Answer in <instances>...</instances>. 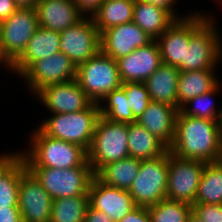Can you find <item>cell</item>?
Returning <instances> with one entry per match:
<instances>
[{
	"instance_id": "1",
	"label": "cell",
	"mask_w": 222,
	"mask_h": 222,
	"mask_svg": "<svg viewBox=\"0 0 222 222\" xmlns=\"http://www.w3.org/2000/svg\"><path fill=\"white\" fill-rule=\"evenodd\" d=\"M221 145L217 121L190 117L178 111L174 140L168 149L172 154L181 159L217 162Z\"/></svg>"
},
{
	"instance_id": "2",
	"label": "cell",
	"mask_w": 222,
	"mask_h": 222,
	"mask_svg": "<svg viewBox=\"0 0 222 222\" xmlns=\"http://www.w3.org/2000/svg\"><path fill=\"white\" fill-rule=\"evenodd\" d=\"M28 134V146H25L24 150H17L22 155L26 167L68 169L81 166L87 160V151L84 148L49 137L37 126Z\"/></svg>"
},
{
	"instance_id": "3",
	"label": "cell",
	"mask_w": 222,
	"mask_h": 222,
	"mask_svg": "<svg viewBox=\"0 0 222 222\" xmlns=\"http://www.w3.org/2000/svg\"><path fill=\"white\" fill-rule=\"evenodd\" d=\"M99 117V105L93 102L82 111L44 116L37 127L49 137L77 144L88 151Z\"/></svg>"
},
{
	"instance_id": "4",
	"label": "cell",
	"mask_w": 222,
	"mask_h": 222,
	"mask_svg": "<svg viewBox=\"0 0 222 222\" xmlns=\"http://www.w3.org/2000/svg\"><path fill=\"white\" fill-rule=\"evenodd\" d=\"M129 157L128 123L100 116L96 122L87 161L96 175L104 166Z\"/></svg>"
},
{
	"instance_id": "5",
	"label": "cell",
	"mask_w": 222,
	"mask_h": 222,
	"mask_svg": "<svg viewBox=\"0 0 222 222\" xmlns=\"http://www.w3.org/2000/svg\"><path fill=\"white\" fill-rule=\"evenodd\" d=\"M53 200L73 196H89L88 189L95 176L86 160L81 166L68 169L27 167Z\"/></svg>"
},
{
	"instance_id": "6",
	"label": "cell",
	"mask_w": 222,
	"mask_h": 222,
	"mask_svg": "<svg viewBox=\"0 0 222 222\" xmlns=\"http://www.w3.org/2000/svg\"><path fill=\"white\" fill-rule=\"evenodd\" d=\"M215 17H208L191 35L185 54V71L219 70L222 32Z\"/></svg>"
},
{
	"instance_id": "7",
	"label": "cell",
	"mask_w": 222,
	"mask_h": 222,
	"mask_svg": "<svg viewBox=\"0 0 222 222\" xmlns=\"http://www.w3.org/2000/svg\"><path fill=\"white\" fill-rule=\"evenodd\" d=\"M76 80L95 103L122 85L117 61L101 51L77 66Z\"/></svg>"
},
{
	"instance_id": "8",
	"label": "cell",
	"mask_w": 222,
	"mask_h": 222,
	"mask_svg": "<svg viewBox=\"0 0 222 222\" xmlns=\"http://www.w3.org/2000/svg\"><path fill=\"white\" fill-rule=\"evenodd\" d=\"M168 164L169 150L157 158L141 160L138 175L128 190L136 206L149 207L166 199Z\"/></svg>"
},
{
	"instance_id": "9",
	"label": "cell",
	"mask_w": 222,
	"mask_h": 222,
	"mask_svg": "<svg viewBox=\"0 0 222 222\" xmlns=\"http://www.w3.org/2000/svg\"><path fill=\"white\" fill-rule=\"evenodd\" d=\"M76 65L63 52L35 61L20 77L26 93L34 96L47 85L65 83L76 79Z\"/></svg>"
},
{
	"instance_id": "10",
	"label": "cell",
	"mask_w": 222,
	"mask_h": 222,
	"mask_svg": "<svg viewBox=\"0 0 222 222\" xmlns=\"http://www.w3.org/2000/svg\"><path fill=\"white\" fill-rule=\"evenodd\" d=\"M208 18L201 14H191L177 19L156 39L163 64L176 66L185 71V54L189 48L190 35Z\"/></svg>"
},
{
	"instance_id": "11",
	"label": "cell",
	"mask_w": 222,
	"mask_h": 222,
	"mask_svg": "<svg viewBox=\"0 0 222 222\" xmlns=\"http://www.w3.org/2000/svg\"><path fill=\"white\" fill-rule=\"evenodd\" d=\"M205 162L181 159L169 151L166 199L194 205Z\"/></svg>"
},
{
	"instance_id": "12",
	"label": "cell",
	"mask_w": 222,
	"mask_h": 222,
	"mask_svg": "<svg viewBox=\"0 0 222 222\" xmlns=\"http://www.w3.org/2000/svg\"><path fill=\"white\" fill-rule=\"evenodd\" d=\"M0 27L2 50L13 63L39 27L35 7H19Z\"/></svg>"
},
{
	"instance_id": "13",
	"label": "cell",
	"mask_w": 222,
	"mask_h": 222,
	"mask_svg": "<svg viewBox=\"0 0 222 222\" xmlns=\"http://www.w3.org/2000/svg\"><path fill=\"white\" fill-rule=\"evenodd\" d=\"M59 48L76 67L94 57L100 51V33L91 17L61 31Z\"/></svg>"
},
{
	"instance_id": "14",
	"label": "cell",
	"mask_w": 222,
	"mask_h": 222,
	"mask_svg": "<svg viewBox=\"0 0 222 222\" xmlns=\"http://www.w3.org/2000/svg\"><path fill=\"white\" fill-rule=\"evenodd\" d=\"M38 100L48 114L72 113L88 108L93 101L81 89L76 79L65 83L47 85L40 89L32 99Z\"/></svg>"
},
{
	"instance_id": "15",
	"label": "cell",
	"mask_w": 222,
	"mask_h": 222,
	"mask_svg": "<svg viewBox=\"0 0 222 222\" xmlns=\"http://www.w3.org/2000/svg\"><path fill=\"white\" fill-rule=\"evenodd\" d=\"M53 199L27 170L21 177L18 208L22 222H50Z\"/></svg>"
},
{
	"instance_id": "16",
	"label": "cell",
	"mask_w": 222,
	"mask_h": 222,
	"mask_svg": "<svg viewBox=\"0 0 222 222\" xmlns=\"http://www.w3.org/2000/svg\"><path fill=\"white\" fill-rule=\"evenodd\" d=\"M153 39L133 21L111 27L100 33V51L117 60Z\"/></svg>"
},
{
	"instance_id": "17",
	"label": "cell",
	"mask_w": 222,
	"mask_h": 222,
	"mask_svg": "<svg viewBox=\"0 0 222 222\" xmlns=\"http://www.w3.org/2000/svg\"><path fill=\"white\" fill-rule=\"evenodd\" d=\"M89 205L110 216L113 222H118L137 206L129 191L105 185L96 176L90 182Z\"/></svg>"
},
{
	"instance_id": "18",
	"label": "cell",
	"mask_w": 222,
	"mask_h": 222,
	"mask_svg": "<svg viewBox=\"0 0 222 222\" xmlns=\"http://www.w3.org/2000/svg\"><path fill=\"white\" fill-rule=\"evenodd\" d=\"M122 83L144 82L162 64L156 40L116 60Z\"/></svg>"
},
{
	"instance_id": "19",
	"label": "cell",
	"mask_w": 222,
	"mask_h": 222,
	"mask_svg": "<svg viewBox=\"0 0 222 222\" xmlns=\"http://www.w3.org/2000/svg\"><path fill=\"white\" fill-rule=\"evenodd\" d=\"M35 11L40 27L58 32L84 18L72 0H38Z\"/></svg>"
},
{
	"instance_id": "20",
	"label": "cell",
	"mask_w": 222,
	"mask_h": 222,
	"mask_svg": "<svg viewBox=\"0 0 222 222\" xmlns=\"http://www.w3.org/2000/svg\"><path fill=\"white\" fill-rule=\"evenodd\" d=\"M15 150L0 152V208L18 207L19 183L27 167Z\"/></svg>"
},
{
	"instance_id": "21",
	"label": "cell",
	"mask_w": 222,
	"mask_h": 222,
	"mask_svg": "<svg viewBox=\"0 0 222 222\" xmlns=\"http://www.w3.org/2000/svg\"><path fill=\"white\" fill-rule=\"evenodd\" d=\"M178 111L169 104L151 101L137 122L169 149L174 140Z\"/></svg>"
},
{
	"instance_id": "22",
	"label": "cell",
	"mask_w": 222,
	"mask_h": 222,
	"mask_svg": "<svg viewBox=\"0 0 222 222\" xmlns=\"http://www.w3.org/2000/svg\"><path fill=\"white\" fill-rule=\"evenodd\" d=\"M60 32L38 27L23 53L13 62L14 76L20 77L35 61L60 52Z\"/></svg>"
},
{
	"instance_id": "23",
	"label": "cell",
	"mask_w": 222,
	"mask_h": 222,
	"mask_svg": "<svg viewBox=\"0 0 222 222\" xmlns=\"http://www.w3.org/2000/svg\"><path fill=\"white\" fill-rule=\"evenodd\" d=\"M179 69L176 66L161 64L143 83L151 101L162 102L177 108V88Z\"/></svg>"
},
{
	"instance_id": "24",
	"label": "cell",
	"mask_w": 222,
	"mask_h": 222,
	"mask_svg": "<svg viewBox=\"0 0 222 222\" xmlns=\"http://www.w3.org/2000/svg\"><path fill=\"white\" fill-rule=\"evenodd\" d=\"M176 20L162 7L135 0L133 22L153 40L160 37Z\"/></svg>"
},
{
	"instance_id": "25",
	"label": "cell",
	"mask_w": 222,
	"mask_h": 222,
	"mask_svg": "<svg viewBox=\"0 0 222 222\" xmlns=\"http://www.w3.org/2000/svg\"><path fill=\"white\" fill-rule=\"evenodd\" d=\"M218 70H193L180 72L177 88V109L189 99L212 90L218 83Z\"/></svg>"
},
{
	"instance_id": "26",
	"label": "cell",
	"mask_w": 222,
	"mask_h": 222,
	"mask_svg": "<svg viewBox=\"0 0 222 222\" xmlns=\"http://www.w3.org/2000/svg\"><path fill=\"white\" fill-rule=\"evenodd\" d=\"M168 148L138 122L128 124L129 157L139 160L157 158Z\"/></svg>"
},
{
	"instance_id": "27",
	"label": "cell",
	"mask_w": 222,
	"mask_h": 222,
	"mask_svg": "<svg viewBox=\"0 0 222 222\" xmlns=\"http://www.w3.org/2000/svg\"><path fill=\"white\" fill-rule=\"evenodd\" d=\"M135 0H104L91 19L99 33L133 21Z\"/></svg>"
},
{
	"instance_id": "28",
	"label": "cell",
	"mask_w": 222,
	"mask_h": 222,
	"mask_svg": "<svg viewBox=\"0 0 222 222\" xmlns=\"http://www.w3.org/2000/svg\"><path fill=\"white\" fill-rule=\"evenodd\" d=\"M141 166V160L127 157L104 166L95 176L105 185L129 190Z\"/></svg>"
},
{
	"instance_id": "29",
	"label": "cell",
	"mask_w": 222,
	"mask_h": 222,
	"mask_svg": "<svg viewBox=\"0 0 222 222\" xmlns=\"http://www.w3.org/2000/svg\"><path fill=\"white\" fill-rule=\"evenodd\" d=\"M194 204H222V164L219 161L204 164Z\"/></svg>"
},
{
	"instance_id": "30",
	"label": "cell",
	"mask_w": 222,
	"mask_h": 222,
	"mask_svg": "<svg viewBox=\"0 0 222 222\" xmlns=\"http://www.w3.org/2000/svg\"><path fill=\"white\" fill-rule=\"evenodd\" d=\"M221 92L222 87L221 84L218 83L212 90L189 99L180 107L179 111L190 117L218 121L219 114L222 111V102L216 104L217 101L215 99L217 96H220L219 94Z\"/></svg>"
},
{
	"instance_id": "31",
	"label": "cell",
	"mask_w": 222,
	"mask_h": 222,
	"mask_svg": "<svg viewBox=\"0 0 222 222\" xmlns=\"http://www.w3.org/2000/svg\"><path fill=\"white\" fill-rule=\"evenodd\" d=\"M100 116L114 122L135 123L125 90L120 87L98 102Z\"/></svg>"
},
{
	"instance_id": "32",
	"label": "cell",
	"mask_w": 222,
	"mask_h": 222,
	"mask_svg": "<svg viewBox=\"0 0 222 222\" xmlns=\"http://www.w3.org/2000/svg\"><path fill=\"white\" fill-rule=\"evenodd\" d=\"M89 196L53 200L50 222H84Z\"/></svg>"
},
{
	"instance_id": "33",
	"label": "cell",
	"mask_w": 222,
	"mask_h": 222,
	"mask_svg": "<svg viewBox=\"0 0 222 222\" xmlns=\"http://www.w3.org/2000/svg\"><path fill=\"white\" fill-rule=\"evenodd\" d=\"M151 222H188L193 213L191 204L164 199L147 207Z\"/></svg>"
},
{
	"instance_id": "34",
	"label": "cell",
	"mask_w": 222,
	"mask_h": 222,
	"mask_svg": "<svg viewBox=\"0 0 222 222\" xmlns=\"http://www.w3.org/2000/svg\"><path fill=\"white\" fill-rule=\"evenodd\" d=\"M121 87L125 90L134 118L138 120L151 102L145 84L143 82H126L122 83Z\"/></svg>"
},
{
	"instance_id": "35",
	"label": "cell",
	"mask_w": 222,
	"mask_h": 222,
	"mask_svg": "<svg viewBox=\"0 0 222 222\" xmlns=\"http://www.w3.org/2000/svg\"><path fill=\"white\" fill-rule=\"evenodd\" d=\"M193 213L205 222H222V204H194Z\"/></svg>"
},
{
	"instance_id": "36",
	"label": "cell",
	"mask_w": 222,
	"mask_h": 222,
	"mask_svg": "<svg viewBox=\"0 0 222 222\" xmlns=\"http://www.w3.org/2000/svg\"><path fill=\"white\" fill-rule=\"evenodd\" d=\"M142 1L147 2L148 4H152V5H156V6L164 8L165 10L170 12L176 19H182V18L188 17L191 14H201L208 17H215L214 13L211 14V11L209 12L210 13L209 14L208 12H205L204 10L201 11L202 9H199L198 11L197 8L195 9L196 11L193 9L189 10L185 15L182 13H179L178 9H176L178 7L177 6L178 4L176 3H179V0H142Z\"/></svg>"
},
{
	"instance_id": "37",
	"label": "cell",
	"mask_w": 222,
	"mask_h": 222,
	"mask_svg": "<svg viewBox=\"0 0 222 222\" xmlns=\"http://www.w3.org/2000/svg\"><path fill=\"white\" fill-rule=\"evenodd\" d=\"M84 17H92L104 0H72Z\"/></svg>"
},
{
	"instance_id": "38",
	"label": "cell",
	"mask_w": 222,
	"mask_h": 222,
	"mask_svg": "<svg viewBox=\"0 0 222 222\" xmlns=\"http://www.w3.org/2000/svg\"><path fill=\"white\" fill-rule=\"evenodd\" d=\"M118 222H151V217L147 207L137 206Z\"/></svg>"
},
{
	"instance_id": "39",
	"label": "cell",
	"mask_w": 222,
	"mask_h": 222,
	"mask_svg": "<svg viewBox=\"0 0 222 222\" xmlns=\"http://www.w3.org/2000/svg\"><path fill=\"white\" fill-rule=\"evenodd\" d=\"M0 222H22L19 208H0Z\"/></svg>"
},
{
	"instance_id": "40",
	"label": "cell",
	"mask_w": 222,
	"mask_h": 222,
	"mask_svg": "<svg viewBox=\"0 0 222 222\" xmlns=\"http://www.w3.org/2000/svg\"><path fill=\"white\" fill-rule=\"evenodd\" d=\"M84 222H113L107 214L88 205Z\"/></svg>"
},
{
	"instance_id": "41",
	"label": "cell",
	"mask_w": 222,
	"mask_h": 222,
	"mask_svg": "<svg viewBox=\"0 0 222 222\" xmlns=\"http://www.w3.org/2000/svg\"><path fill=\"white\" fill-rule=\"evenodd\" d=\"M17 9L13 0H0V22L5 21Z\"/></svg>"
},
{
	"instance_id": "42",
	"label": "cell",
	"mask_w": 222,
	"mask_h": 222,
	"mask_svg": "<svg viewBox=\"0 0 222 222\" xmlns=\"http://www.w3.org/2000/svg\"><path fill=\"white\" fill-rule=\"evenodd\" d=\"M3 67V69H5V72H11L12 74H14L13 71V63L11 62V60L4 54L3 50H2V46H1V27H0V68Z\"/></svg>"
},
{
	"instance_id": "43",
	"label": "cell",
	"mask_w": 222,
	"mask_h": 222,
	"mask_svg": "<svg viewBox=\"0 0 222 222\" xmlns=\"http://www.w3.org/2000/svg\"><path fill=\"white\" fill-rule=\"evenodd\" d=\"M14 3L19 7H35L38 0H13Z\"/></svg>"
},
{
	"instance_id": "44",
	"label": "cell",
	"mask_w": 222,
	"mask_h": 222,
	"mask_svg": "<svg viewBox=\"0 0 222 222\" xmlns=\"http://www.w3.org/2000/svg\"><path fill=\"white\" fill-rule=\"evenodd\" d=\"M217 123H218L219 137H220V140H221V143H222V111L219 114V118H218Z\"/></svg>"
},
{
	"instance_id": "45",
	"label": "cell",
	"mask_w": 222,
	"mask_h": 222,
	"mask_svg": "<svg viewBox=\"0 0 222 222\" xmlns=\"http://www.w3.org/2000/svg\"><path fill=\"white\" fill-rule=\"evenodd\" d=\"M188 222H205V221H203L198 216H196L194 213H192L188 219Z\"/></svg>"
},
{
	"instance_id": "46",
	"label": "cell",
	"mask_w": 222,
	"mask_h": 222,
	"mask_svg": "<svg viewBox=\"0 0 222 222\" xmlns=\"http://www.w3.org/2000/svg\"><path fill=\"white\" fill-rule=\"evenodd\" d=\"M219 67L222 69V53H221L220 60H219ZM219 83L221 84V87H222V80H221V78L219 79Z\"/></svg>"
},
{
	"instance_id": "47",
	"label": "cell",
	"mask_w": 222,
	"mask_h": 222,
	"mask_svg": "<svg viewBox=\"0 0 222 222\" xmlns=\"http://www.w3.org/2000/svg\"><path fill=\"white\" fill-rule=\"evenodd\" d=\"M213 2L217 3L216 6H218V4H219L220 7L222 6V0H213Z\"/></svg>"
},
{
	"instance_id": "48",
	"label": "cell",
	"mask_w": 222,
	"mask_h": 222,
	"mask_svg": "<svg viewBox=\"0 0 222 222\" xmlns=\"http://www.w3.org/2000/svg\"><path fill=\"white\" fill-rule=\"evenodd\" d=\"M219 162L222 164V145H221V154H220Z\"/></svg>"
}]
</instances>
